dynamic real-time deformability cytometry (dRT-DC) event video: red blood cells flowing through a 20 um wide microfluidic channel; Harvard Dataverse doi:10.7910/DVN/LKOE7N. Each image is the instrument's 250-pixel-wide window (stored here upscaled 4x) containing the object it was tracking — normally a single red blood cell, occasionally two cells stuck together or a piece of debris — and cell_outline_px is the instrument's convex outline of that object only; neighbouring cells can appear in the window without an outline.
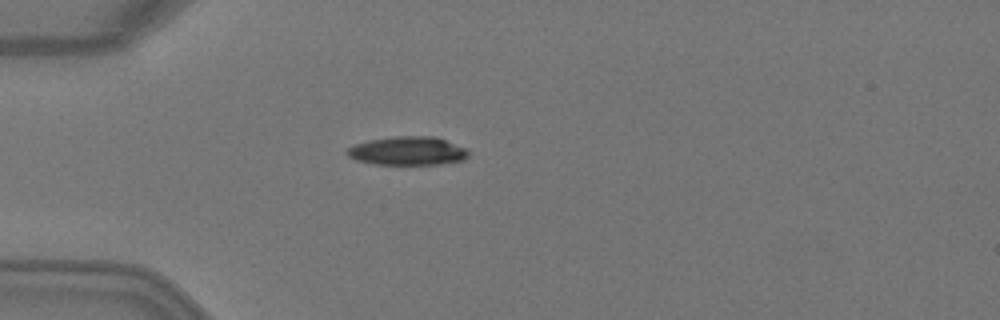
{"species": "Egyptian fruit bat (a non-hibernating species)", "species_latin": "Rousettus aegyptiacus", "temperature_condition": "warm", "stored_images_in_passage": 2, "camera_frame_rate_fps": 3000, "um_per_image_px": 0.085, "animal": {"sex": "female"}, "frame": {"image": 1, "passage_image": 1, "time_ms": 0.0, "image_size_px": [1000, 320], "cell_outline_px": [[468, 156], [464, 160], [440, 164], [372, 164], [356, 160], [348, 156], [344, 152], [348, 148], [356, 144], [368, 140], [396, 136], [432, 136], [468, 148]], "centroid_in_image_um": [34.64, 12.83], "position_along_channel_um": 50.4, "area_um2": 20.23}}